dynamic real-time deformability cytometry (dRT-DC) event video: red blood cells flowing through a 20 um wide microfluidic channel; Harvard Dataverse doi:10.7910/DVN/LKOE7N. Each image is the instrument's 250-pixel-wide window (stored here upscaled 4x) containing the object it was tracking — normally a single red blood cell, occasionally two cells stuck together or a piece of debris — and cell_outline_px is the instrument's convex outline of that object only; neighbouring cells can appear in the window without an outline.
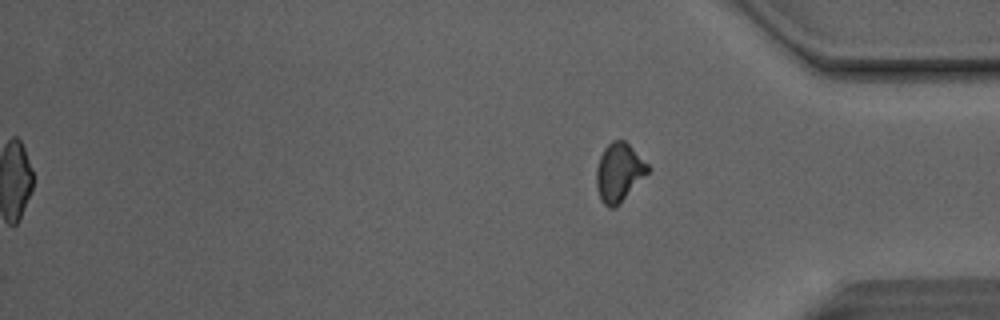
{"species": "Egyptian fruit bat (a non-hibernating species)", "species_latin": "Rousettus aegyptiacus", "temperature_condition": "room temperature", "stored_images_in_passage": 36, "camera_frame_rate_fps": 3000, "um_per_image_px": 0.085, "animal": {"sex": "male"}, "frame": {"image": 1, "passage_image": 36, "time_ms": 11.667, "image_size_px": [1000, 320], "cell_outline_px": [[652, 168], [612, 208], [608, 208], [600, 200], [596, 184], [596, 168], [600, 156], [604, 148], [612, 140], [624, 140]], "centroid_in_image_um": [52.58, 14.6], "position_along_channel_um": 382.6, "area_um2": 16.99}, "authors_computed_cell_mechanics": {"area_um2": 18.207, "velocity_mm_per_s": 4.1489, "shape_relaxation_time_tau1_ms": 9.2676, "shape_relaxation_time_tau2_ms": 2.4713, "deformation_change_tau1": 0.1758, "deformation_change_tau2": 0.0879}}